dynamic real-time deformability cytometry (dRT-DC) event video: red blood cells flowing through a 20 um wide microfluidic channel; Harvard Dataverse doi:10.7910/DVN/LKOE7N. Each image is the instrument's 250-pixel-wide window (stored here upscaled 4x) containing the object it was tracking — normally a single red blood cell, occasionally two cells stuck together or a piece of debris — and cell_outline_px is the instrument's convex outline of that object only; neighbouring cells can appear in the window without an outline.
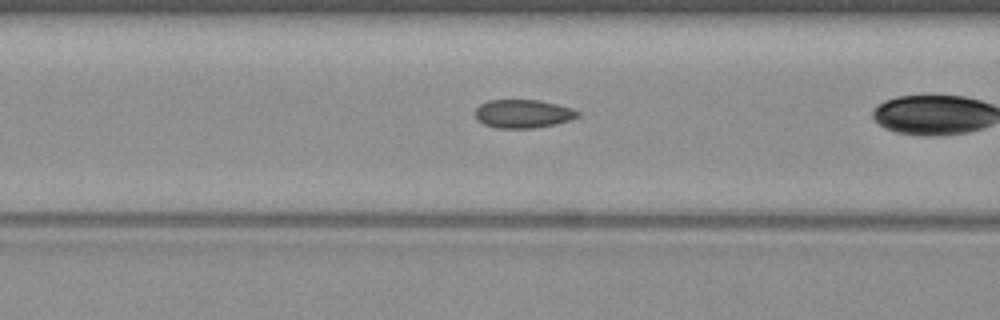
{"species": "common noctule bat (a hibernating species)", "species_latin": "Nyctalus noctula", "temperature_condition": "warm", "stored_images_in_passage": 19, "camera_frame_rate_fps": 3000, "um_per_image_px": 0.085, "animal": {"sex": "female", "body_mass_g": 19.3, "forearm_length_mm": 54.1}, "frame": {"image": 1, "passage_image": 4, "time_ms": 1.0, "image_size_px": [1000, 320], "cell_outline_px": [[580, 116], [556, 124], [532, 128], [496, 128], [484, 124], [476, 120], [472, 112], [480, 104], [488, 100], [540, 100], [572, 108], [580, 112]], "centroid_in_image_um": [44.41, 9.67], "position_along_channel_um": 122.2, "area_um2": 17.17}}